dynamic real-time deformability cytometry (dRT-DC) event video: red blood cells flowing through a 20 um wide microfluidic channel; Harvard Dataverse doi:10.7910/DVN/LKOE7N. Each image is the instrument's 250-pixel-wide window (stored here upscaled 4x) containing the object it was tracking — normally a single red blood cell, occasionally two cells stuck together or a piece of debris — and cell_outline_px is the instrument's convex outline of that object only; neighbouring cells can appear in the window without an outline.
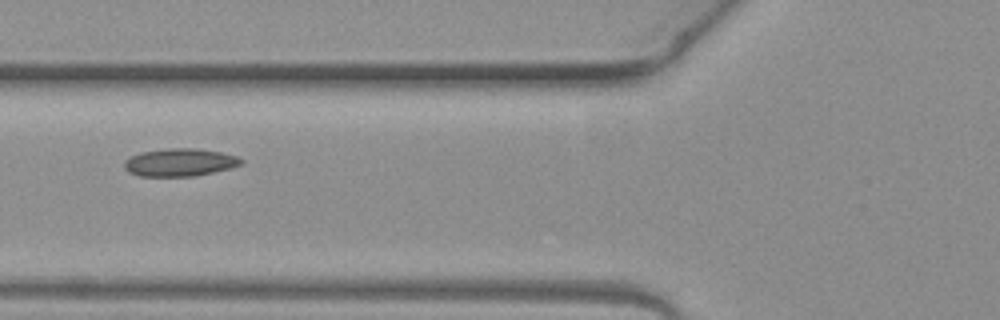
{"species": "common noctule bat (a hibernating species)", "species_latin": "Nyctalus noctula", "temperature_condition": "warm", "stored_images_in_passage": 3, "camera_frame_rate_fps": 3000, "um_per_image_px": 0.085, "animal": {"sex": "female", "body_mass_g": 19.3, "forearm_length_mm": 54.1}, "frame": {"image": 1, "passage_image": 3, "time_ms": 0.667, "image_size_px": [1000, 320], "cell_outline_px": [[244, 164], [232, 168], [196, 176], [140, 176], [128, 172], [124, 168], [124, 160], [140, 152], [168, 148], [196, 148], [220, 152], [236, 156], [244, 160]], "centroid_in_image_um": [15.3, 13.8], "position_along_channel_um": 110.5, "area_um2": 19.07}}